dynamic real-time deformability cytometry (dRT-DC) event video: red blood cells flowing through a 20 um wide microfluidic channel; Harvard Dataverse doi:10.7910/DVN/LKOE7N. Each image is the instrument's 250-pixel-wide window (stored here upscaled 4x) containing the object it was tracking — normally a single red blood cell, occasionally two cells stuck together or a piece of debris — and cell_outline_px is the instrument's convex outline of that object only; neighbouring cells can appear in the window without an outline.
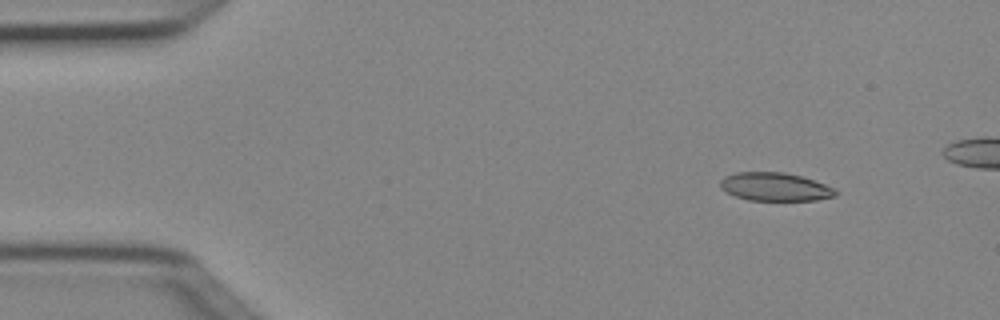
{"species": "Egyptian fruit bat (a non-hibernating species)", "species_latin": "Rousettus aegyptiacus", "temperature_condition": "cold", "stored_images_in_passage": 4, "camera_frame_rate_fps": 3000, "um_per_image_px": 0.085, "animal": {"sex": "female"}, "frame": {"image": 1, "passage_image": 1, "time_ms": 0.0, "image_size_px": [1000, 320], "cell_outline_px": [[836, 196], [816, 200], [748, 200], [736, 196], [720, 188], [720, 180], [724, 176], [736, 172], [784, 172], [800, 176], [836, 188]], "centroid_in_image_um": [65.86, 15.87], "position_along_channel_um": 19.1, "area_um2": 18.9}}